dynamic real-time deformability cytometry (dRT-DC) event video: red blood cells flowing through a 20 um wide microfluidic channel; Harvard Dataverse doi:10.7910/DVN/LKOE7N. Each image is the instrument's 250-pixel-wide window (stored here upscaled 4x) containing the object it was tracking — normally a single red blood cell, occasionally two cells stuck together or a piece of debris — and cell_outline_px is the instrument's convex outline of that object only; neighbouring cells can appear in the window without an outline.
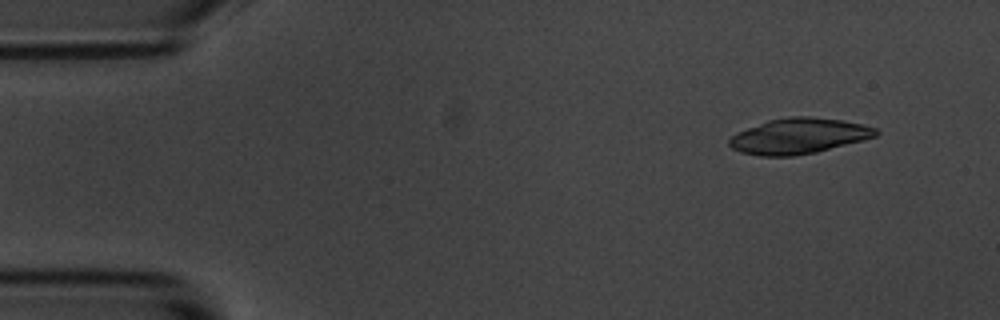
{"species": "common noctule bat (a hibernating species)", "species_latin": "Nyctalus noctula", "temperature_condition": "room temperature", "stored_images_in_passage": 5, "camera_frame_rate_fps": 3000, "um_per_image_px": 0.085, "animal": {"sex": "male", "body_mass_g": 20.1, "forearm_length_mm": 53.5}, "frame": {"image": 1, "passage_image": 2, "time_ms": 0.333, "image_size_px": [1000, 320], "cell_outline_px": [[880, 132], [876, 136], [864, 140], [816, 152], [792, 156], [760, 156], [740, 152], [732, 148], [728, 144], [728, 140], [736, 132], [768, 120], [792, 116], [812, 116], [844, 120], [864, 124], [876, 128]], "centroid_in_image_um": [67.91, 11.55], "position_along_channel_um": 17.1, "area_um2": 30.58}}